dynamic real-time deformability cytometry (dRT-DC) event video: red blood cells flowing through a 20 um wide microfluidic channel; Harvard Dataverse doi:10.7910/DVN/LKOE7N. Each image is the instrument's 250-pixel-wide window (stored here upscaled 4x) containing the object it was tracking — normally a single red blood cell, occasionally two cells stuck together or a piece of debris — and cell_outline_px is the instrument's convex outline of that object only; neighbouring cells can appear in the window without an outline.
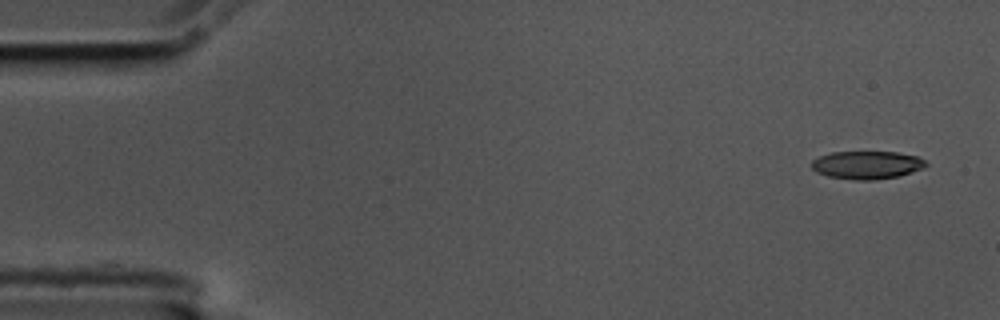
{"species": "common noctule bat (a hibernating species)", "species_latin": "Nyctalus noctula", "temperature_condition": "cold", "stored_images_in_passage": 54, "camera_frame_rate_fps": 3000, "um_per_image_px": 0.085, "animal": {"sex": "male", "body_mass_g": 17.5, "forearm_length_mm": 52.3}, "frame": {"image": 1, "passage_image": 1, "time_ms": 0.0, "image_size_px": [1000, 320], "cell_outline_px": [[928, 164], [924, 168], [900, 176], [876, 180], [852, 180], [828, 176], [816, 172], [812, 168], [812, 160], [820, 156], [832, 152], [896, 152], [916, 156], [924, 160]], "centroid_in_image_um": [73.69, 14.03], "position_along_channel_um": 11.3, "area_um2": 18.73}}
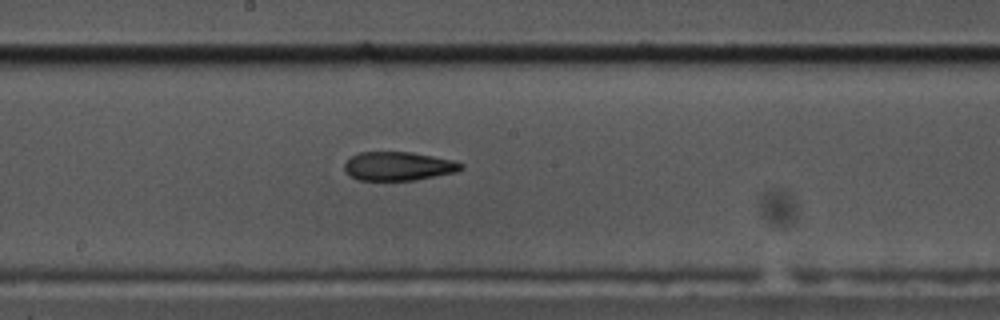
{"frame": {"image": 2, "passage_image": 28, "time_ms": 9.0, "image_size_px": [1000, 320], "cell_outline_px": [[464, 168], [456, 172], [416, 180], [356, 180], [344, 172], [344, 164], [352, 156], [360, 152], [412, 152], [456, 160], [464, 164]], "centroid_in_image_um": [33.88, 14.12], "position_along_channel_um": 214.3, "area_um2": 19.77}}
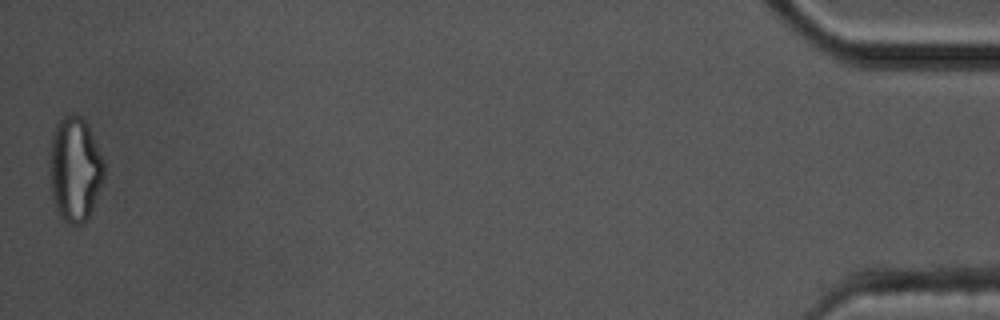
{"frame": {"image": 3, "passage_image": 54, "time_ms": 17.667, "image_size_px": [1000, 320], "cell_outline_px": [[104, 176], [88, 220], [84, 224], [68, 224], [60, 216], [56, 208], [52, 196], [48, 168], [48, 152], [52, 136], [56, 124], [60, 116], [72, 112], [80, 116], [88, 124], [104, 160]], "centroid_in_image_um": [6.34, 14.34], "position_along_channel_um": 428.9, "area_um2": 33.93}, "authors_computed_cell_mechanics": {"area_um2": 19.9988, "velocity_mm_per_s": 3.5709, "shape_relaxation_time_tau1_ms": null, "shape_relaxation_time_tau2_ms": 5.924, "deformation_change_tau1": null, "deformation_change_tau2": 0.17}}